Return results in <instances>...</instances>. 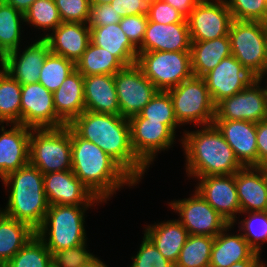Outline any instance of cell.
Returning a JSON list of instances; mask_svg holds the SVG:
<instances>
[{
  "label": "cell",
  "mask_w": 267,
  "mask_h": 267,
  "mask_svg": "<svg viewBox=\"0 0 267 267\" xmlns=\"http://www.w3.org/2000/svg\"><path fill=\"white\" fill-rule=\"evenodd\" d=\"M68 126L80 138L99 146L137 183L148 169L132 148L128 118L85 110Z\"/></svg>",
  "instance_id": "6da1fadb"
},
{
  "label": "cell",
  "mask_w": 267,
  "mask_h": 267,
  "mask_svg": "<svg viewBox=\"0 0 267 267\" xmlns=\"http://www.w3.org/2000/svg\"><path fill=\"white\" fill-rule=\"evenodd\" d=\"M72 172L100 201L116 193L125 184L137 182L108 154L93 142L80 138L71 129ZM110 196V197H109Z\"/></svg>",
  "instance_id": "7a4b0ae2"
},
{
  "label": "cell",
  "mask_w": 267,
  "mask_h": 267,
  "mask_svg": "<svg viewBox=\"0 0 267 267\" xmlns=\"http://www.w3.org/2000/svg\"><path fill=\"white\" fill-rule=\"evenodd\" d=\"M181 140L188 177L233 175L244 167L214 124L192 132L185 131Z\"/></svg>",
  "instance_id": "3957f363"
},
{
  "label": "cell",
  "mask_w": 267,
  "mask_h": 267,
  "mask_svg": "<svg viewBox=\"0 0 267 267\" xmlns=\"http://www.w3.org/2000/svg\"><path fill=\"white\" fill-rule=\"evenodd\" d=\"M44 174L28 163L6 175L1 181L11 188L5 215L29 224L37 230L43 223L49 204L43 187Z\"/></svg>",
  "instance_id": "277c9868"
},
{
  "label": "cell",
  "mask_w": 267,
  "mask_h": 267,
  "mask_svg": "<svg viewBox=\"0 0 267 267\" xmlns=\"http://www.w3.org/2000/svg\"><path fill=\"white\" fill-rule=\"evenodd\" d=\"M88 208L89 206L49 205L36 235L52 255L86 243L84 213Z\"/></svg>",
  "instance_id": "5b68a950"
},
{
  "label": "cell",
  "mask_w": 267,
  "mask_h": 267,
  "mask_svg": "<svg viewBox=\"0 0 267 267\" xmlns=\"http://www.w3.org/2000/svg\"><path fill=\"white\" fill-rule=\"evenodd\" d=\"M29 163L43 174L72 170L71 128H31Z\"/></svg>",
  "instance_id": "8992f818"
},
{
  "label": "cell",
  "mask_w": 267,
  "mask_h": 267,
  "mask_svg": "<svg viewBox=\"0 0 267 267\" xmlns=\"http://www.w3.org/2000/svg\"><path fill=\"white\" fill-rule=\"evenodd\" d=\"M232 55L255 78L267 67V23L233 20L229 29Z\"/></svg>",
  "instance_id": "52a82bcc"
},
{
  "label": "cell",
  "mask_w": 267,
  "mask_h": 267,
  "mask_svg": "<svg viewBox=\"0 0 267 267\" xmlns=\"http://www.w3.org/2000/svg\"><path fill=\"white\" fill-rule=\"evenodd\" d=\"M167 92L172 99L174 114L179 124H213L215 104L203 77L192 76Z\"/></svg>",
  "instance_id": "ba28073f"
},
{
  "label": "cell",
  "mask_w": 267,
  "mask_h": 267,
  "mask_svg": "<svg viewBox=\"0 0 267 267\" xmlns=\"http://www.w3.org/2000/svg\"><path fill=\"white\" fill-rule=\"evenodd\" d=\"M136 65L159 91H167L193 76L190 51L138 53Z\"/></svg>",
  "instance_id": "9c48e42d"
},
{
  "label": "cell",
  "mask_w": 267,
  "mask_h": 267,
  "mask_svg": "<svg viewBox=\"0 0 267 267\" xmlns=\"http://www.w3.org/2000/svg\"><path fill=\"white\" fill-rule=\"evenodd\" d=\"M169 204L176 213H179L178 221L189 235L215 237L230 225L196 190L192 197L172 201Z\"/></svg>",
  "instance_id": "30bf717a"
},
{
  "label": "cell",
  "mask_w": 267,
  "mask_h": 267,
  "mask_svg": "<svg viewBox=\"0 0 267 267\" xmlns=\"http://www.w3.org/2000/svg\"><path fill=\"white\" fill-rule=\"evenodd\" d=\"M120 115L130 118L139 114L159 91L136 65L114 74Z\"/></svg>",
  "instance_id": "8fae6325"
},
{
  "label": "cell",
  "mask_w": 267,
  "mask_h": 267,
  "mask_svg": "<svg viewBox=\"0 0 267 267\" xmlns=\"http://www.w3.org/2000/svg\"><path fill=\"white\" fill-rule=\"evenodd\" d=\"M131 145L136 156L149 168L157 152L166 150L175 142V132L161 121H149L140 114L128 118Z\"/></svg>",
  "instance_id": "7c38bea8"
},
{
  "label": "cell",
  "mask_w": 267,
  "mask_h": 267,
  "mask_svg": "<svg viewBox=\"0 0 267 267\" xmlns=\"http://www.w3.org/2000/svg\"><path fill=\"white\" fill-rule=\"evenodd\" d=\"M256 78L245 89L215 105L214 120H247L260 122L267 118L265 96Z\"/></svg>",
  "instance_id": "4fadbf2b"
},
{
  "label": "cell",
  "mask_w": 267,
  "mask_h": 267,
  "mask_svg": "<svg viewBox=\"0 0 267 267\" xmlns=\"http://www.w3.org/2000/svg\"><path fill=\"white\" fill-rule=\"evenodd\" d=\"M186 20L191 41H207L228 36L233 17L222 0L197 3Z\"/></svg>",
  "instance_id": "5bb4252c"
},
{
  "label": "cell",
  "mask_w": 267,
  "mask_h": 267,
  "mask_svg": "<svg viewBox=\"0 0 267 267\" xmlns=\"http://www.w3.org/2000/svg\"><path fill=\"white\" fill-rule=\"evenodd\" d=\"M21 125L30 128H59L66 125L56 114L53 93L39 82L22 85Z\"/></svg>",
  "instance_id": "9a60e30c"
},
{
  "label": "cell",
  "mask_w": 267,
  "mask_h": 267,
  "mask_svg": "<svg viewBox=\"0 0 267 267\" xmlns=\"http://www.w3.org/2000/svg\"><path fill=\"white\" fill-rule=\"evenodd\" d=\"M43 187L49 205L92 206L102 202L72 170L44 174Z\"/></svg>",
  "instance_id": "2e32d148"
},
{
  "label": "cell",
  "mask_w": 267,
  "mask_h": 267,
  "mask_svg": "<svg viewBox=\"0 0 267 267\" xmlns=\"http://www.w3.org/2000/svg\"><path fill=\"white\" fill-rule=\"evenodd\" d=\"M213 103L216 105L245 89L256 78L233 56L230 55L203 76Z\"/></svg>",
  "instance_id": "e0dca14e"
},
{
  "label": "cell",
  "mask_w": 267,
  "mask_h": 267,
  "mask_svg": "<svg viewBox=\"0 0 267 267\" xmlns=\"http://www.w3.org/2000/svg\"><path fill=\"white\" fill-rule=\"evenodd\" d=\"M199 179L196 191L215 211L234 225L237 213L241 214L235 174L210 175Z\"/></svg>",
  "instance_id": "ac0fdd59"
},
{
  "label": "cell",
  "mask_w": 267,
  "mask_h": 267,
  "mask_svg": "<svg viewBox=\"0 0 267 267\" xmlns=\"http://www.w3.org/2000/svg\"><path fill=\"white\" fill-rule=\"evenodd\" d=\"M18 51L19 49L5 55L2 58L1 68L21 85L37 83L44 60L50 53L48 41L40 37L22 54L18 55Z\"/></svg>",
  "instance_id": "d6986e66"
},
{
  "label": "cell",
  "mask_w": 267,
  "mask_h": 267,
  "mask_svg": "<svg viewBox=\"0 0 267 267\" xmlns=\"http://www.w3.org/2000/svg\"><path fill=\"white\" fill-rule=\"evenodd\" d=\"M213 124L244 167H258L255 122L247 120H214Z\"/></svg>",
  "instance_id": "ffe728a7"
},
{
  "label": "cell",
  "mask_w": 267,
  "mask_h": 267,
  "mask_svg": "<svg viewBox=\"0 0 267 267\" xmlns=\"http://www.w3.org/2000/svg\"><path fill=\"white\" fill-rule=\"evenodd\" d=\"M188 23L161 24L148 22L138 53L150 51H190Z\"/></svg>",
  "instance_id": "44dd1931"
},
{
  "label": "cell",
  "mask_w": 267,
  "mask_h": 267,
  "mask_svg": "<svg viewBox=\"0 0 267 267\" xmlns=\"http://www.w3.org/2000/svg\"><path fill=\"white\" fill-rule=\"evenodd\" d=\"M0 135V178L29 163L31 128L14 124L9 130L2 125Z\"/></svg>",
  "instance_id": "7402d4cb"
},
{
  "label": "cell",
  "mask_w": 267,
  "mask_h": 267,
  "mask_svg": "<svg viewBox=\"0 0 267 267\" xmlns=\"http://www.w3.org/2000/svg\"><path fill=\"white\" fill-rule=\"evenodd\" d=\"M44 38L49 43L51 53L76 63L91 42L90 27L87 23L62 22Z\"/></svg>",
  "instance_id": "603a6c76"
},
{
  "label": "cell",
  "mask_w": 267,
  "mask_h": 267,
  "mask_svg": "<svg viewBox=\"0 0 267 267\" xmlns=\"http://www.w3.org/2000/svg\"><path fill=\"white\" fill-rule=\"evenodd\" d=\"M241 212L267 211V169L243 167L235 173Z\"/></svg>",
  "instance_id": "cb8c5ba5"
},
{
  "label": "cell",
  "mask_w": 267,
  "mask_h": 267,
  "mask_svg": "<svg viewBox=\"0 0 267 267\" xmlns=\"http://www.w3.org/2000/svg\"><path fill=\"white\" fill-rule=\"evenodd\" d=\"M230 224L226 229L214 237L209 267H229L243 260H260V254L248 244L242 234H227L231 229Z\"/></svg>",
  "instance_id": "d4e9b609"
},
{
  "label": "cell",
  "mask_w": 267,
  "mask_h": 267,
  "mask_svg": "<svg viewBox=\"0 0 267 267\" xmlns=\"http://www.w3.org/2000/svg\"><path fill=\"white\" fill-rule=\"evenodd\" d=\"M85 110L120 115L114 75L84 76Z\"/></svg>",
  "instance_id": "484cf974"
},
{
  "label": "cell",
  "mask_w": 267,
  "mask_h": 267,
  "mask_svg": "<svg viewBox=\"0 0 267 267\" xmlns=\"http://www.w3.org/2000/svg\"><path fill=\"white\" fill-rule=\"evenodd\" d=\"M57 116L69 125L85 111L84 76L75 69L53 93Z\"/></svg>",
  "instance_id": "4316f807"
},
{
  "label": "cell",
  "mask_w": 267,
  "mask_h": 267,
  "mask_svg": "<svg viewBox=\"0 0 267 267\" xmlns=\"http://www.w3.org/2000/svg\"><path fill=\"white\" fill-rule=\"evenodd\" d=\"M92 44L104 48L114 55L125 67L136 64L138 48L122 31L120 24L89 26Z\"/></svg>",
  "instance_id": "83f0119b"
},
{
  "label": "cell",
  "mask_w": 267,
  "mask_h": 267,
  "mask_svg": "<svg viewBox=\"0 0 267 267\" xmlns=\"http://www.w3.org/2000/svg\"><path fill=\"white\" fill-rule=\"evenodd\" d=\"M145 235L154 243L159 252L174 265L189 236L178 220L148 225Z\"/></svg>",
  "instance_id": "f1b7e54d"
},
{
  "label": "cell",
  "mask_w": 267,
  "mask_h": 267,
  "mask_svg": "<svg viewBox=\"0 0 267 267\" xmlns=\"http://www.w3.org/2000/svg\"><path fill=\"white\" fill-rule=\"evenodd\" d=\"M190 55L193 76L203 77L221 60L232 55L229 36L207 41H191Z\"/></svg>",
  "instance_id": "f546056e"
},
{
  "label": "cell",
  "mask_w": 267,
  "mask_h": 267,
  "mask_svg": "<svg viewBox=\"0 0 267 267\" xmlns=\"http://www.w3.org/2000/svg\"><path fill=\"white\" fill-rule=\"evenodd\" d=\"M29 224L0 211V267H3L34 235Z\"/></svg>",
  "instance_id": "4dcf8cb0"
},
{
  "label": "cell",
  "mask_w": 267,
  "mask_h": 267,
  "mask_svg": "<svg viewBox=\"0 0 267 267\" xmlns=\"http://www.w3.org/2000/svg\"><path fill=\"white\" fill-rule=\"evenodd\" d=\"M75 67L83 76H90L114 75L125 66L107 50L90 42Z\"/></svg>",
  "instance_id": "1f68e13d"
},
{
  "label": "cell",
  "mask_w": 267,
  "mask_h": 267,
  "mask_svg": "<svg viewBox=\"0 0 267 267\" xmlns=\"http://www.w3.org/2000/svg\"><path fill=\"white\" fill-rule=\"evenodd\" d=\"M22 85L3 68L0 69V125L21 124Z\"/></svg>",
  "instance_id": "d6a6232c"
},
{
  "label": "cell",
  "mask_w": 267,
  "mask_h": 267,
  "mask_svg": "<svg viewBox=\"0 0 267 267\" xmlns=\"http://www.w3.org/2000/svg\"><path fill=\"white\" fill-rule=\"evenodd\" d=\"M21 21H25L24 14L0 0V67L2 58L19 48Z\"/></svg>",
  "instance_id": "836d02e7"
},
{
  "label": "cell",
  "mask_w": 267,
  "mask_h": 267,
  "mask_svg": "<svg viewBox=\"0 0 267 267\" xmlns=\"http://www.w3.org/2000/svg\"><path fill=\"white\" fill-rule=\"evenodd\" d=\"M214 237L189 235L174 267H209Z\"/></svg>",
  "instance_id": "e575fe53"
},
{
  "label": "cell",
  "mask_w": 267,
  "mask_h": 267,
  "mask_svg": "<svg viewBox=\"0 0 267 267\" xmlns=\"http://www.w3.org/2000/svg\"><path fill=\"white\" fill-rule=\"evenodd\" d=\"M3 267H53V255L35 234Z\"/></svg>",
  "instance_id": "d590c367"
},
{
  "label": "cell",
  "mask_w": 267,
  "mask_h": 267,
  "mask_svg": "<svg viewBox=\"0 0 267 267\" xmlns=\"http://www.w3.org/2000/svg\"><path fill=\"white\" fill-rule=\"evenodd\" d=\"M75 69L72 60L50 52L44 60L38 82L54 93Z\"/></svg>",
  "instance_id": "8d00e7d4"
},
{
  "label": "cell",
  "mask_w": 267,
  "mask_h": 267,
  "mask_svg": "<svg viewBox=\"0 0 267 267\" xmlns=\"http://www.w3.org/2000/svg\"><path fill=\"white\" fill-rule=\"evenodd\" d=\"M139 114L149 121H161L174 132L180 125L176 120L172 99L167 91H158Z\"/></svg>",
  "instance_id": "74e56055"
},
{
  "label": "cell",
  "mask_w": 267,
  "mask_h": 267,
  "mask_svg": "<svg viewBox=\"0 0 267 267\" xmlns=\"http://www.w3.org/2000/svg\"><path fill=\"white\" fill-rule=\"evenodd\" d=\"M24 22L38 29L53 31L62 23L54 0H36L24 14Z\"/></svg>",
  "instance_id": "f35d334b"
},
{
  "label": "cell",
  "mask_w": 267,
  "mask_h": 267,
  "mask_svg": "<svg viewBox=\"0 0 267 267\" xmlns=\"http://www.w3.org/2000/svg\"><path fill=\"white\" fill-rule=\"evenodd\" d=\"M248 213L249 218H246L239 222L240 230L244 233L242 237L248 242V244L261 254L260 250L262 245L267 241V211H250L241 212ZM261 241V242H260Z\"/></svg>",
  "instance_id": "ab89813d"
},
{
  "label": "cell",
  "mask_w": 267,
  "mask_h": 267,
  "mask_svg": "<svg viewBox=\"0 0 267 267\" xmlns=\"http://www.w3.org/2000/svg\"><path fill=\"white\" fill-rule=\"evenodd\" d=\"M225 2L233 20L267 23V2L265 0H225Z\"/></svg>",
  "instance_id": "60d3db41"
},
{
  "label": "cell",
  "mask_w": 267,
  "mask_h": 267,
  "mask_svg": "<svg viewBox=\"0 0 267 267\" xmlns=\"http://www.w3.org/2000/svg\"><path fill=\"white\" fill-rule=\"evenodd\" d=\"M130 267H174V264L166 259L144 234L143 241Z\"/></svg>",
  "instance_id": "b9f144b4"
},
{
  "label": "cell",
  "mask_w": 267,
  "mask_h": 267,
  "mask_svg": "<svg viewBox=\"0 0 267 267\" xmlns=\"http://www.w3.org/2000/svg\"><path fill=\"white\" fill-rule=\"evenodd\" d=\"M62 22L87 23L90 0H54Z\"/></svg>",
  "instance_id": "7bdbcfd3"
},
{
  "label": "cell",
  "mask_w": 267,
  "mask_h": 267,
  "mask_svg": "<svg viewBox=\"0 0 267 267\" xmlns=\"http://www.w3.org/2000/svg\"><path fill=\"white\" fill-rule=\"evenodd\" d=\"M94 255L86 250V243L53 254V267H82Z\"/></svg>",
  "instance_id": "ee69618b"
},
{
  "label": "cell",
  "mask_w": 267,
  "mask_h": 267,
  "mask_svg": "<svg viewBox=\"0 0 267 267\" xmlns=\"http://www.w3.org/2000/svg\"><path fill=\"white\" fill-rule=\"evenodd\" d=\"M148 22L161 24L187 23L186 18L174 7L165 1L148 4Z\"/></svg>",
  "instance_id": "f6af8a7d"
},
{
  "label": "cell",
  "mask_w": 267,
  "mask_h": 267,
  "mask_svg": "<svg viewBox=\"0 0 267 267\" xmlns=\"http://www.w3.org/2000/svg\"><path fill=\"white\" fill-rule=\"evenodd\" d=\"M147 23V14L126 16L119 22L122 31L137 48L142 44Z\"/></svg>",
  "instance_id": "bcb514c9"
},
{
  "label": "cell",
  "mask_w": 267,
  "mask_h": 267,
  "mask_svg": "<svg viewBox=\"0 0 267 267\" xmlns=\"http://www.w3.org/2000/svg\"><path fill=\"white\" fill-rule=\"evenodd\" d=\"M122 18L111 4H90L88 26H107L110 24H117Z\"/></svg>",
  "instance_id": "7dc6e473"
},
{
  "label": "cell",
  "mask_w": 267,
  "mask_h": 267,
  "mask_svg": "<svg viewBox=\"0 0 267 267\" xmlns=\"http://www.w3.org/2000/svg\"><path fill=\"white\" fill-rule=\"evenodd\" d=\"M110 4L119 13L121 18L147 14L148 10L146 0H113Z\"/></svg>",
  "instance_id": "c3c4849f"
},
{
  "label": "cell",
  "mask_w": 267,
  "mask_h": 267,
  "mask_svg": "<svg viewBox=\"0 0 267 267\" xmlns=\"http://www.w3.org/2000/svg\"><path fill=\"white\" fill-rule=\"evenodd\" d=\"M258 167L267 169V118L256 123Z\"/></svg>",
  "instance_id": "681fc988"
},
{
  "label": "cell",
  "mask_w": 267,
  "mask_h": 267,
  "mask_svg": "<svg viewBox=\"0 0 267 267\" xmlns=\"http://www.w3.org/2000/svg\"><path fill=\"white\" fill-rule=\"evenodd\" d=\"M177 9L185 18L191 13L195 5V0H163Z\"/></svg>",
  "instance_id": "f907efd6"
},
{
  "label": "cell",
  "mask_w": 267,
  "mask_h": 267,
  "mask_svg": "<svg viewBox=\"0 0 267 267\" xmlns=\"http://www.w3.org/2000/svg\"><path fill=\"white\" fill-rule=\"evenodd\" d=\"M22 14H25L36 0H4Z\"/></svg>",
  "instance_id": "816d5d0a"
},
{
  "label": "cell",
  "mask_w": 267,
  "mask_h": 267,
  "mask_svg": "<svg viewBox=\"0 0 267 267\" xmlns=\"http://www.w3.org/2000/svg\"><path fill=\"white\" fill-rule=\"evenodd\" d=\"M264 263L260 260H243L229 267H261Z\"/></svg>",
  "instance_id": "f5cc1de1"
},
{
  "label": "cell",
  "mask_w": 267,
  "mask_h": 267,
  "mask_svg": "<svg viewBox=\"0 0 267 267\" xmlns=\"http://www.w3.org/2000/svg\"><path fill=\"white\" fill-rule=\"evenodd\" d=\"M82 267H107L98 257H93L86 265Z\"/></svg>",
  "instance_id": "db71d44e"
},
{
  "label": "cell",
  "mask_w": 267,
  "mask_h": 267,
  "mask_svg": "<svg viewBox=\"0 0 267 267\" xmlns=\"http://www.w3.org/2000/svg\"><path fill=\"white\" fill-rule=\"evenodd\" d=\"M91 3L100 5V4H110L113 0H90Z\"/></svg>",
  "instance_id": "11a10c76"
},
{
  "label": "cell",
  "mask_w": 267,
  "mask_h": 267,
  "mask_svg": "<svg viewBox=\"0 0 267 267\" xmlns=\"http://www.w3.org/2000/svg\"><path fill=\"white\" fill-rule=\"evenodd\" d=\"M196 3H211L210 0H195ZM219 1H222V0H216L215 2H219ZM213 3H214V0H213Z\"/></svg>",
  "instance_id": "9f6ffc18"
},
{
  "label": "cell",
  "mask_w": 267,
  "mask_h": 267,
  "mask_svg": "<svg viewBox=\"0 0 267 267\" xmlns=\"http://www.w3.org/2000/svg\"><path fill=\"white\" fill-rule=\"evenodd\" d=\"M264 96H265V104H266V112H267V87L263 88Z\"/></svg>",
  "instance_id": "6f0895ef"
},
{
  "label": "cell",
  "mask_w": 267,
  "mask_h": 267,
  "mask_svg": "<svg viewBox=\"0 0 267 267\" xmlns=\"http://www.w3.org/2000/svg\"><path fill=\"white\" fill-rule=\"evenodd\" d=\"M158 1H162V0H146V2H147L148 4L153 3V2H158Z\"/></svg>",
  "instance_id": "680465c9"
},
{
  "label": "cell",
  "mask_w": 267,
  "mask_h": 267,
  "mask_svg": "<svg viewBox=\"0 0 267 267\" xmlns=\"http://www.w3.org/2000/svg\"><path fill=\"white\" fill-rule=\"evenodd\" d=\"M267 74V67H266V69H265V71H264V74L261 76V77H258V78H264V75H266ZM267 83V82H266ZM267 87V86H266Z\"/></svg>",
  "instance_id": "91938a15"
}]
</instances>
